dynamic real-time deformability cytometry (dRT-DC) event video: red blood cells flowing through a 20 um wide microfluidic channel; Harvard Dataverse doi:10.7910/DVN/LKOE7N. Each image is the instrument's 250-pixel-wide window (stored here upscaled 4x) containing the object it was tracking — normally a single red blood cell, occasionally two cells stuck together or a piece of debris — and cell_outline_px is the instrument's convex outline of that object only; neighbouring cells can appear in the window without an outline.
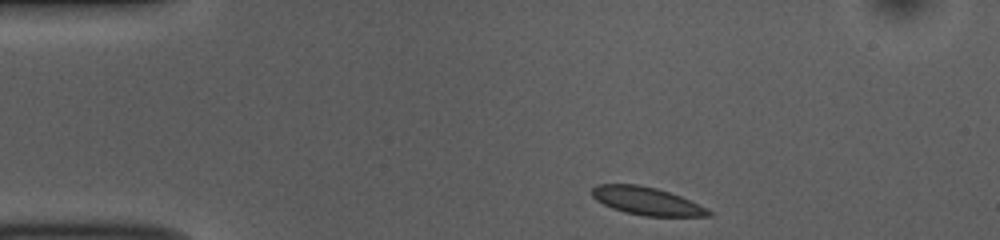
{"species": "common noctule bat (a hibernating species)", "species_latin": "Nyctalus noctula", "temperature_condition": "room temperature", "stored_images_in_passage": 44, "camera_frame_rate_fps": 3000, "um_per_image_px": 0.085, "animal": {"sex": "female", "body_mass_g": 10.0, "forearm_length_mm": 53.1}, "frame": {"image": 1, "passage_image": 1, "time_ms": 0.0, "image_size_px": [1000, 240], "cell_outline_px": [[712, 216], [644, 216], [624, 212], [612, 208], [596, 200], [592, 196], [592, 188], [596, 184], [636, 184], [656, 188], [680, 196], [712, 212]], "centroid_in_image_um": [54.91, 17.08], "position_along_channel_um": 30.1, "area_um2": 18.67}}
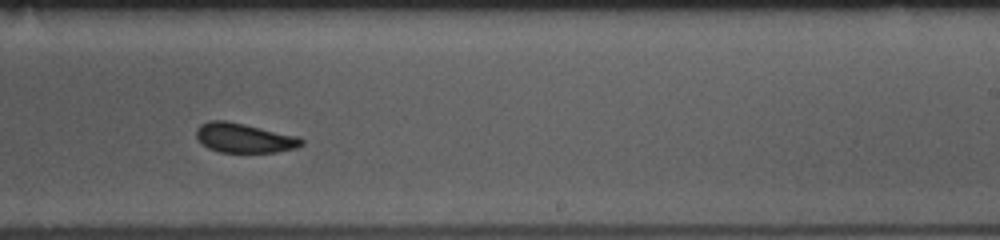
{"frame": {"image": 2, "passage_image": 24, "time_ms": 7.667, "image_size_px": [1000, 240], "cell_outline_px": [[304, 144], [296, 148], [276, 152], [220, 152], [208, 148], [196, 136], [196, 128], [200, 124], [208, 120], [224, 120], [244, 124], [300, 136], [304, 140]], "centroid_in_image_um": [20.78, 11.72], "position_along_channel_um": 268.2, "area_um2": 18.15}}
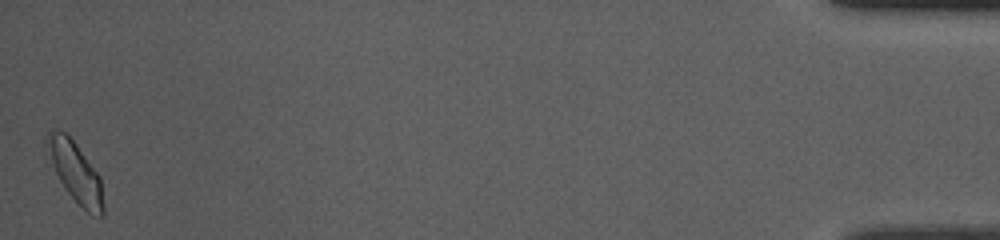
{"frame": {"image": 3, "passage_image": 44, "time_ms": 14.333, "image_size_px": [1000, 240], "cell_outline_px": [[104, 216], [92, 216], [64, 188], [56, 172], [52, 160], [48, 136], [48, 132], [64, 132], [76, 144], [100, 176], [104, 208]], "centroid_in_image_um": [6.52, 14.73], "position_along_channel_um": 428.7, "area_um2": 18.55}, "authors_computed_cell_mechanics": {"area_um2": 18.6405, "velocity_mm_per_s": 3.7744, "shape_relaxation_time_tau1_ms": 4.9771, "shape_relaxation_time_tau2_ms": 1.8947, "deformation_change_tau1": 0.0929, "deformation_change_tau2": 0.0529}}